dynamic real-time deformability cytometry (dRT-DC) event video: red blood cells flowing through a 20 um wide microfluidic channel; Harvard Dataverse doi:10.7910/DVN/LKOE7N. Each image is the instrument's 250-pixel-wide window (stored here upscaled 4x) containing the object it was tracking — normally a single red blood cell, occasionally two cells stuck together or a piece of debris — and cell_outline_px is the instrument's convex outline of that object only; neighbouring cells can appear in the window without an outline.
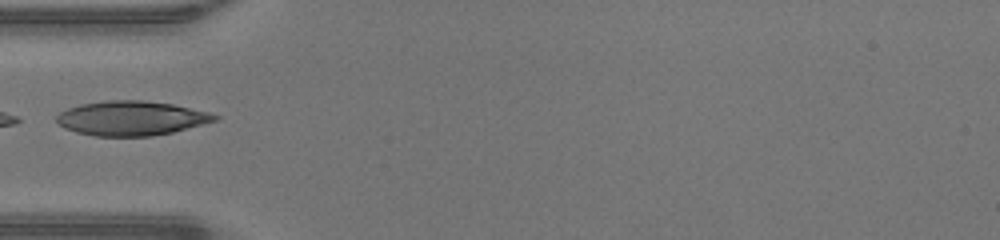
{"species": "human", "species_latin": "Homo sapiens", "temperature_condition": "warm", "stored_images_in_passage": 30, "camera_frame_rate_fps": 3000, "um_per_image_px": 0.085, "donor": {"sex": "male"}, "frame": {"image": 1, "passage_image": 1, "time_ms": 0.0, "image_size_px": [1000, 240], "cell_outline_px": [[220, 116], [216, 120], [172, 132], [152, 136], [96, 136], [76, 132], [64, 128], [56, 120], [56, 116], [60, 112], [68, 108], [80, 104], [104, 100], [140, 100], [172, 104], [208, 112]], "centroid_in_image_um": [11.12, 10.04], "position_along_channel_um": 73.9, "area_um2": 31.56}}
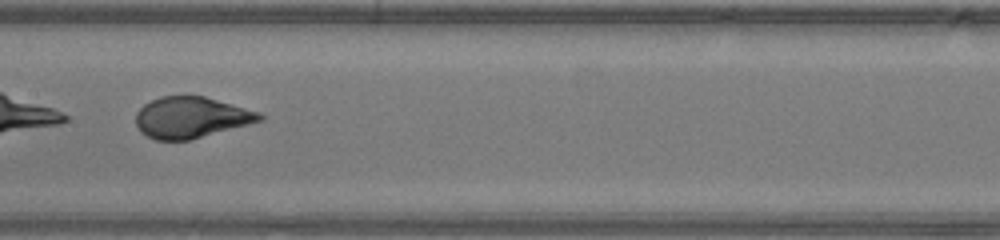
{"frame": {"image": 2, "passage_image": 9, "time_ms": 2.667, "image_size_px": [1000, 240], "cell_outline_px": [[264, 120], [188, 140], [156, 140], [140, 132], [136, 124], [136, 112], [144, 104], [160, 96], [204, 96], [260, 112], [264, 116]], "centroid_in_image_um": [16.23, 9.98], "position_along_channel_um": 191.2, "area_um2": 29.48}}